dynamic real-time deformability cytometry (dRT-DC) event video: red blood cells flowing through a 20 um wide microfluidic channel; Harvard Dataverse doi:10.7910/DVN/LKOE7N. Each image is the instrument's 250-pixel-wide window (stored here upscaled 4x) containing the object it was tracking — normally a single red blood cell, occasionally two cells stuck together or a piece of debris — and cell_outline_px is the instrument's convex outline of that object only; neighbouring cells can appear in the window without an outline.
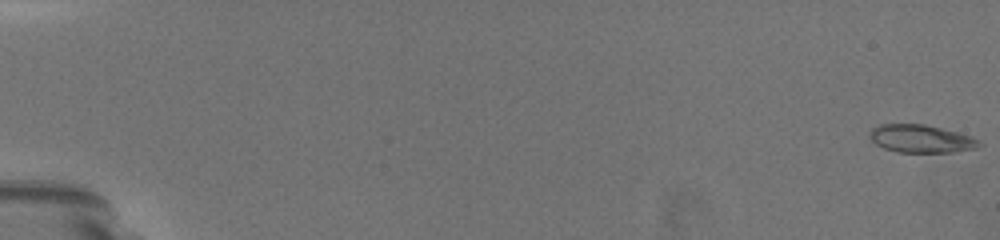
{"species": "common noctule bat (a hibernating species)", "species_latin": "Nyctalus noctula", "temperature_condition": "warm", "stored_images_in_passage": 6, "camera_frame_rate_fps": 3000, "um_per_image_px": 0.085, "animal": {"sex": "female", "body_mass_g": 19.5, "forearm_length_mm": 54.1}, "frame": {"image": 1, "passage_image": 1, "time_ms": 0.0, "image_size_px": [1000, 240], "cell_outline_px": [[980, 144], [976, 148], [952, 152], [896, 152], [884, 148], [876, 144], [868, 136], [872, 128], [880, 124], [924, 124], [972, 136]], "centroid_in_image_um": [78.23, 11.79], "position_along_channel_um": 6.8, "area_um2": 17.57}}